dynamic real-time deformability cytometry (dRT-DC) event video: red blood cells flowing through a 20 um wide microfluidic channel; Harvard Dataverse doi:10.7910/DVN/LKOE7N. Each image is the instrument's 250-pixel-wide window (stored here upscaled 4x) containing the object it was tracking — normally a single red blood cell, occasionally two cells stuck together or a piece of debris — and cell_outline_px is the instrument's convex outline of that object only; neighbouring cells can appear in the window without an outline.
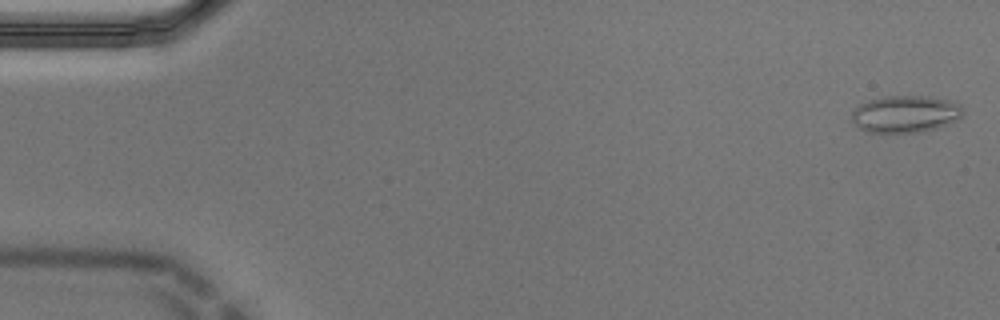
{"species": "Egyptian fruit bat (a non-hibernating species)", "species_latin": "Rousettus aegyptiacus", "temperature_condition": "cold", "stored_images_in_passage": 54, "camera_frame_rate_fps": 3000, "um_per_image_px": 0.085, "animal": {"sex": "male"}, "frame": {"image": 1, "passage_image": 1, "time_ms": 0.0, "image_size_px": [1000, 320], "cell_outline_px": [[964, 112], [956, 120], [936, 128], [916, 132], [868, 132], [860, 128], [852, 120], [852, 108], [868, 100], [880, 96], [928, 96], [956, 100], [960, 104]], "centroid_in_image_um": [76.96, 9.66], "position_along_channel_um": 8.0, "area_um2": 24.16}}
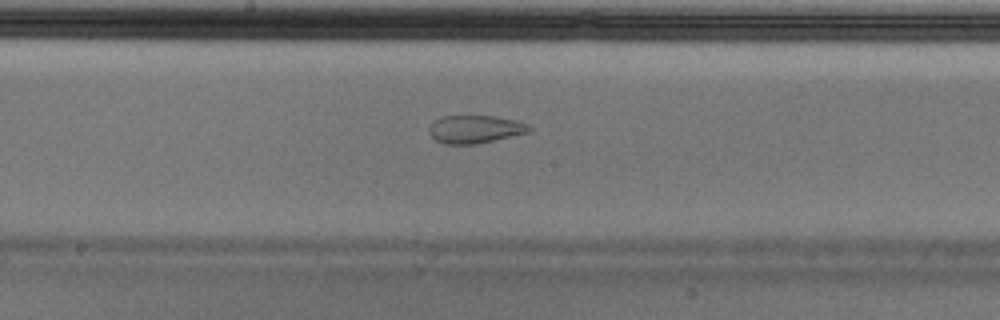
{"frame": {"image": 2, "passage_image": 28, "time_ms": 9.0, "image_size_px": [1000, 320], "cell_outline_px": [[532, 132], [476, 144], [444, 144], [436, 140], [428, 132], [428, 128], [436, 120], [444, 116], [496, 116], [516, 120], [528, 124], [532, 128]], "centroid_in_image_um": [40.43, 10.99], "position_along_channel_um": 207.8, "area_um2": 16.36}}
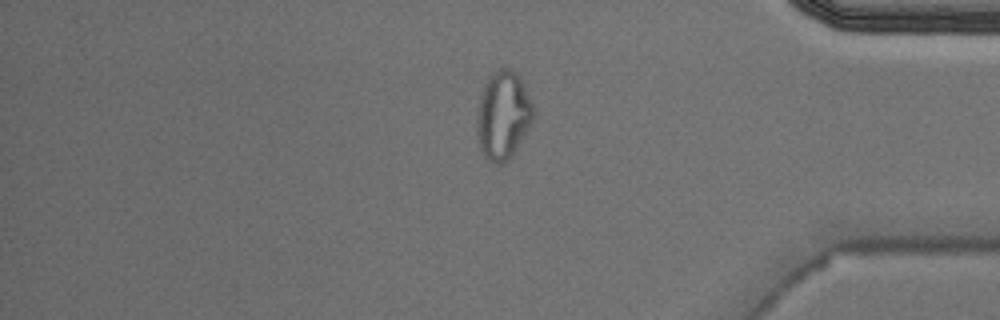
{"frame": {"image": 3, "passage_image": 45, "time_ms": 14.667, "image_size_px": [1000, 320], "cell_outline_px": [[532, 120], [512, 156], [504, 164], [496, 164], [488, 160], [480, 148], [476, 132], [476, 120], [480, 96], [484, 84], [488, 76], [492, 72], [500, 68], [512, 68], [520, 76], [524, 84], [532, 104]], "centroid_in_image_um": [42.73, 9.77], "position_along_channel_um": 392.5, "area_um2": 28.96}, "authors_computed_cell_mechanics": {"area_um2": 22.6287, "velocity_mm_per_s": 3.685, "shape_relaxation_time_tau1_ms": null, "shape_relaxation_time_tau2_ms": 1.4249, "deformation_change_tau1": null, "deformation_change_tau2": 0.0769}}